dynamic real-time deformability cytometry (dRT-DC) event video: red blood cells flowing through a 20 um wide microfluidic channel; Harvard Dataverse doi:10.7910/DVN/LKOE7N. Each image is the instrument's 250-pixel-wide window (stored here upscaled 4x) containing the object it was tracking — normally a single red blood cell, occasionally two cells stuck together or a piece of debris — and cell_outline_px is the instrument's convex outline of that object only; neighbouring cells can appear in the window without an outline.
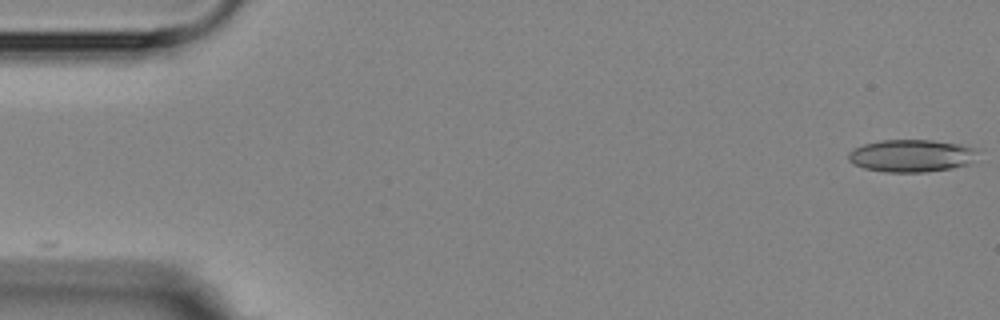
{"species": "Egyptian fruit bat (a non-hibernating species)", "species_latin": "Rousettus aegyptiacus", "temperature_condition": "room temperature", "stored_images_in_passage": 5, "camera_frame_rate_fps": 3000, "um_per_image_px": 0.085, "animal": {"sex": "female"}, "frame": {"image": 1, "passage_image": 1, "time_ms": 0.0, "image_size_px": [1000, 320], "cell_outline_px": [[984, 148], [968, 164], [952, 168], [924, 172], [884, 172], [864, 168], [852, 164], [848, 160], [848, 152], [852, 148], [864, 144], [880, 140], [932, 140], [964, 144]], "centroid_in_image_um": [77.52, 13.22], "position_along_channel_um": 7.5, "area_um2": 25.03}}
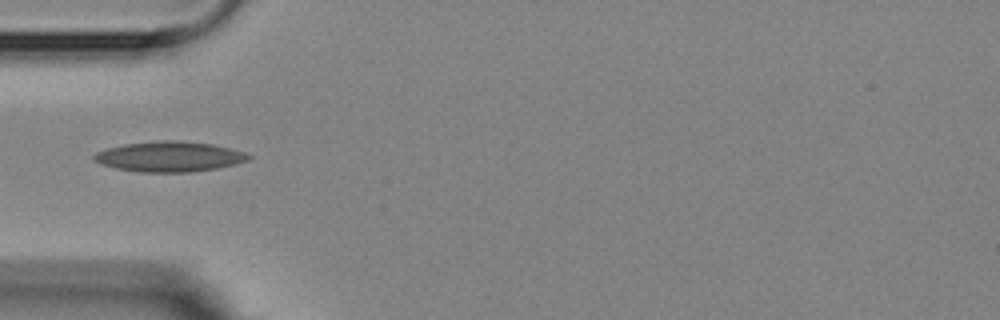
{"frame": {"image": 2, "passage_image": 5, "time_ms": 5.333, "image_size_px": [1000, 320], "cell_outline_px": [[252, 156], [248, 160], [216, 168], [188, 172], [140, 172], [116, 168], [100, 164], [92, 160], [92, 156], [96, 152], [108, 148], [124, 144], [160, 140], [180, 140], [212, 144], [244, 152]], "centroid_in_image_um": [14.34, 13.3], "position_along_channel_um": 70.7, "area_um2": 27.11}}